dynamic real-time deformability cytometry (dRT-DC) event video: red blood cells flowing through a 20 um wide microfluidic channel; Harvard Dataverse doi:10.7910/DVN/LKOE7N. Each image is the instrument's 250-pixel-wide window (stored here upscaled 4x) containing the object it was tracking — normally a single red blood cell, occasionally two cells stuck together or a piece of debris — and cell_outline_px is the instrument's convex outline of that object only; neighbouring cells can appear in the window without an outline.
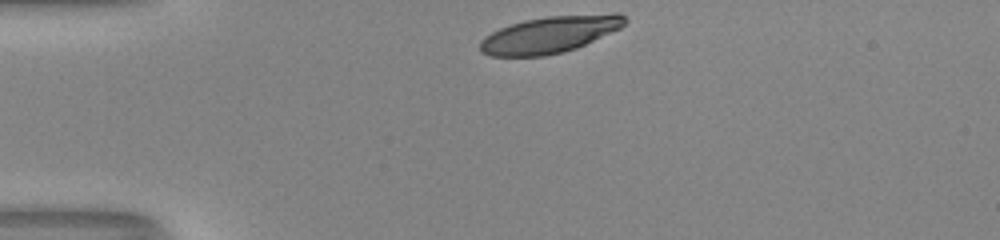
{"species": "human", "species_latin": "Homo sapiens", "temperature_condition": "room temperature", "stored_images_in_passage": 31, "camera_frame_rate_fps": 3000, "um_per_image_px": 0.085, "donor": {"sex": "male"}, "frame": {"image": 1, "passage_image": 1, "time_ms": 0.0, "image_size_px": [1000, 240], "cell_outline_px": [[628, 20], [620, 28], [576, 48], [564, 52], [544, 56], [492, 56], [480, 52], [480, 40], [484, 36], [500, 28], [524, 20], [548, 16], [612, 12], [620, 12]], "centroid_in_image_um": [46.75, 2.92], "position_along_channel_um": 38.2, "area_um2": 31.15}}
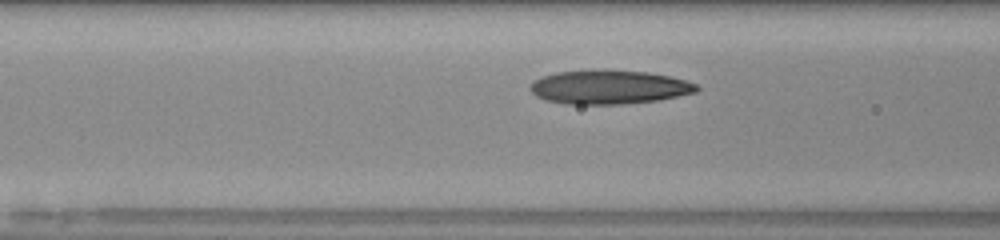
{"frame": {"image": 2, "passage_image": 10, "time_ms": 3.0, "image_size_px": [1000, 240], "cell_outline_px": [[700, 88], [696, 92], [656, 100], [620, 104], [568, 104], [548, 100], [536, 96], [528, 88], [536, 80], [544, 76], [556, 72], [596, 68], [608, 68], [648, 72], [668, 76], [684, 80], [696, 84]], "centroid_in_image_um": [51.75, 7.37], "position_along_channel_um": 114.8, "area_um2": 33.06}}
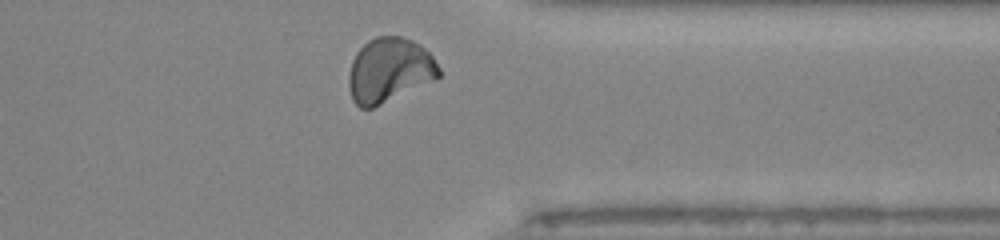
{"frame": {"image": 3, "passage_image": 30, "time_ms": 9.667, "image_size_px": [1000, 240], "cell_outline_px": [[440, 76], [436, 80], [372, 108], [360, 108], [352, 100], [348, 88], [348, 76], [352, 60], [356, 52], [368, 40], [376, 36], [400, 36], [412, 40], [420, 44], [432, 56], [440, 68]], "centroid_in_image_um": [33.08, 5.97], "position_along_channel_um": 378.3, "area_um2": 34.16}, "authors_computed_cell_mechanics": {"area_um2": 32.3102, "velocity_mm_per_s": 4.02, "shape_relaxation_time_tau1_ms": null, "shape_relaxation_time_tau2_ms": 1.7243, "deformation_change_tau1": null, "deformation_change_tau2": 0.063}}